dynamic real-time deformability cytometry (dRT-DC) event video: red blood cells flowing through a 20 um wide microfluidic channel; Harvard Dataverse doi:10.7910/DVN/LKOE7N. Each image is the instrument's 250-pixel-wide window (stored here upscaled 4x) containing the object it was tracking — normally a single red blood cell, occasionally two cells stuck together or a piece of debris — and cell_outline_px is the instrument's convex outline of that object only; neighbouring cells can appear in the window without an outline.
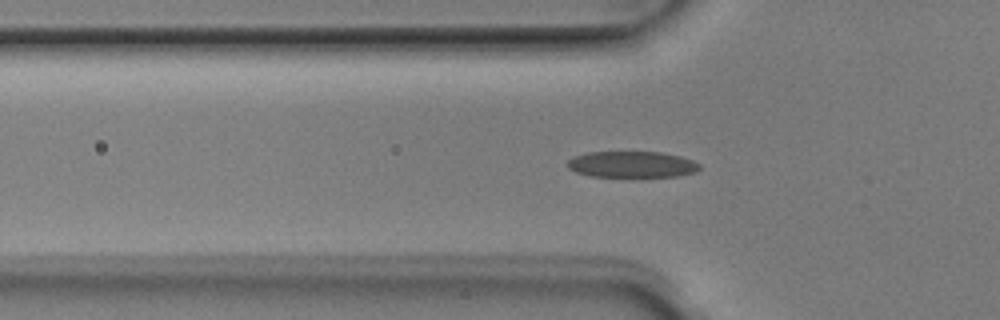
{"species": "Egyptian fruit bat (a non-hibernating species)", "species_latin": "Rousettus aegyptiacus", "temperature_condition": "room temperature", "stored_images_in_passage": 37, "camera_frame_rate_fps": 3000, "um_per_image_px": 0.085, "animal": {"sex": "male"}, "frame": {"image": 1, "passage_image": 2, "time_ms": 0.333, "image_size_px": [1000, 320], "cell_outline_px": [[700, 168], [696, 172], [676, 176], [588, 176], [576, 172], [568, 168], [568, 160], [572, 156], [584, 152], [660, 152], [680, 156], [692, 160], [700, 164]], "centroid_in_image_um": [53.68, 13.96], "position_along_channel_um": 72.1, "area_um2": 20.17}}
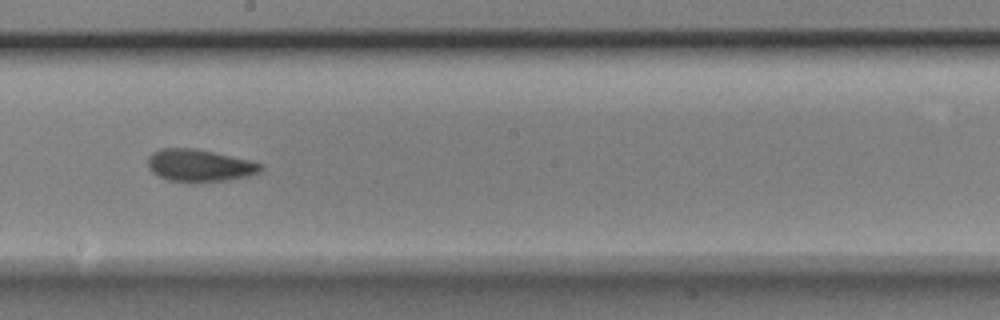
{"frame": {"image": 2, "passage_image": 14, "time_ms": 4.333, "image_size_px": [1000, 320], "cell_outline_px": [[264, 168], [260, 172], [248, 176], [228, 180], [192, 184], [168, 180], [156, 176], [148, 168], [148, 156], [152, 152], [160, 148], [196, 148], [252, 160], [264, 164]], "centroid_in_image_um": [16.96, 14.08], "position_along_channel_um": 231.2, "area_um2": 22.02}}
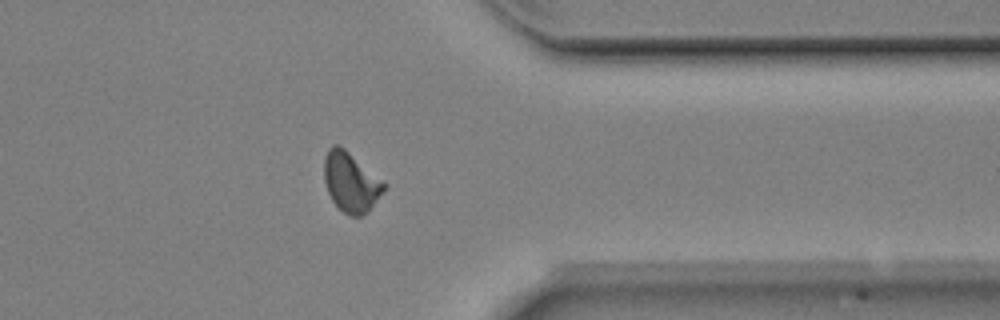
{"frame": {"image": 3, "passage_image": 26, "time_ms": 8.333, "image_size_px": [1000, 320], "cell_outline_px": [[388, 184], [384, 192], [368, 212], [360, 216], [348, 216], [332, 200], [328, 192], [324, 180], [324, 156], [328, 148], [332, 144], [340, 144]], "centroid_in_image_um": [29.84, 15.45], "position_along_channel_um": 381.6, "area_um2": 21.15}, "authors_computed_cell_mechanics": {"area_um2": 20.9814, "velocity_mm_per_s": 3.9599, "shape_relaxation_time_tau1_ms": 2.5315, "shape_relaxation_time_tau2_ms": 2.41, "deformation_change_tau1": 0.1314, "deformation_change_tau2": 0.0854}}